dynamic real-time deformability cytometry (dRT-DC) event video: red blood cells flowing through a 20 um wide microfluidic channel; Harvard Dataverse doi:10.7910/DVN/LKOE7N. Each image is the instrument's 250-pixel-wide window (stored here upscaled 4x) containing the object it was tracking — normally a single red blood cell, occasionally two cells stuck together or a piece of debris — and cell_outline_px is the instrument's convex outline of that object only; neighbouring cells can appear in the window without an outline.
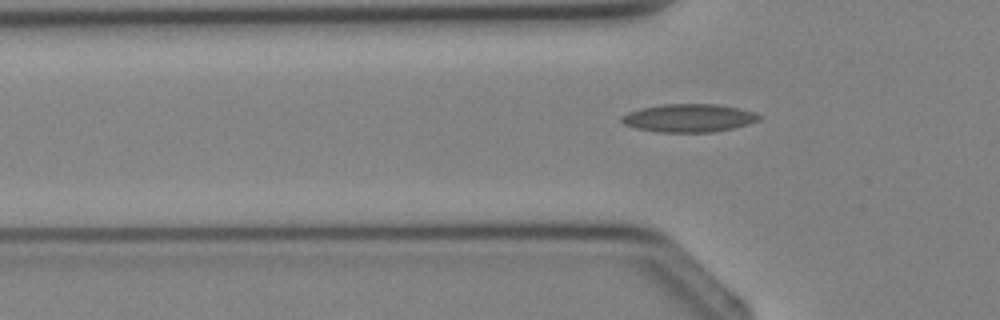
{"species": "Egyptian fruit bat (a non-hibernating species)", "species_latin": "Rousettus aegyptiacus", "temperature_condition": "cold", "stored_images_in_passage": 4, "camera_frame_rate_fps": 3000, "um_per_image_px": 0.085, "animal": {"sex": "female"}, "frame": {"image": 1, "passage_image": 4, "time_ms": 3.667, "image_size_px": [1000, 320], "cell_outline_px": [[764, 116], [760, 120], [748, 124], [732, 128], [712, 132], [660, 132], [636, 128], [624, 124], [620, 120], [620, 116], [628, 112], [640, 108], [664, 104], [720, 104], [740, 108], [756, 112]], "centroid_in_image_um": [58.59, 10.02], "position_along_channel_um": 67.2, "area_um2": 22.72}}